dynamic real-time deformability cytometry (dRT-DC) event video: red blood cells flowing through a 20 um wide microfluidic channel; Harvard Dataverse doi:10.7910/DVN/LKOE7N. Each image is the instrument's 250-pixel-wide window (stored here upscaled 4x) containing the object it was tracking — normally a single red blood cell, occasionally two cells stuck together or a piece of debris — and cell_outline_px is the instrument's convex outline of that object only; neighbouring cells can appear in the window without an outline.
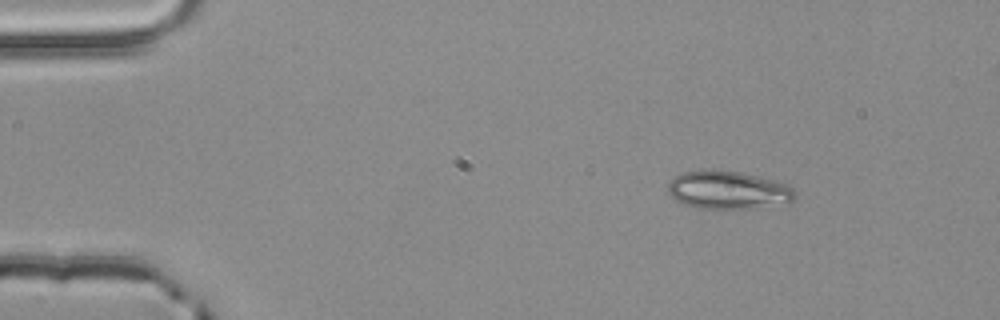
{"species": "common noctule bat (a hibernating species)", "species_latin": "Nyctalus noctula", "temperature_condition": "room temperature", "stored_images_in_passage": 3, "camera_frame_rate_fps": 3000, "um_per_image_px": 0.085, "animal": {"sex": "male", "body_mass_g": 20.4}, "frame": {"image": 1, "passage_image": 1, "time_ms": 0.0, "image_size_px": [1000, 320], "cell_outline_px": [[796, 196], [788, 204], [748, 208], [700, 208], [684, 204], [676, 200], [668, 192], [668, 184], [676, 176], [684, 172], [712, 168], [740, 172], [776, 180], [788, 184], [796, 192]], "centroid_in_image_um": [61.93, 16.14], "position_along_channel_um": 23.1, "area_um2": 28.38}}